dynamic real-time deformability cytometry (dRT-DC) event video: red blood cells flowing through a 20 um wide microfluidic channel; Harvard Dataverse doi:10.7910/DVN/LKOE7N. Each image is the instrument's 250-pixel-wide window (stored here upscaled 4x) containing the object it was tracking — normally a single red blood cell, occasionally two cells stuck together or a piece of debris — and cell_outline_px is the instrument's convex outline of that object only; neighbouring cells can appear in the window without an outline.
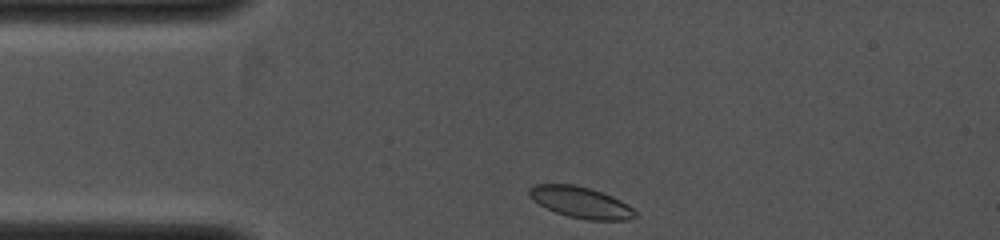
{"species": "common noctule bat (a hibernating species)", "species_latin": "Nyctalus noctula", "temperature_condition": "cold", "stored_images_in_passage": 2, "camera_frame_rate_fps": 4000, "um_per_image_px": 0.085, "animal": {"sex": "female", "body_mass_g": 19.0, "forearm_length_mm": 53.3}, "frame": {"image": 1, "passage_image": 1, "time_ms": 0.0, "image_size_px": [1000, 240], "cell_outline_px": [[640, 216], [628, 220], [588, 220], [568, 216], [556, 212], [540, 204], [528, 192], [528, 188], [536, 184], [572, 184], [588, 188], [612, 196], [620, 200], [632, 208]], "centroid_in_image_um": [49.42, 17.21], "position_along_channel_um": 35.6, "area_um2": 18.96}}